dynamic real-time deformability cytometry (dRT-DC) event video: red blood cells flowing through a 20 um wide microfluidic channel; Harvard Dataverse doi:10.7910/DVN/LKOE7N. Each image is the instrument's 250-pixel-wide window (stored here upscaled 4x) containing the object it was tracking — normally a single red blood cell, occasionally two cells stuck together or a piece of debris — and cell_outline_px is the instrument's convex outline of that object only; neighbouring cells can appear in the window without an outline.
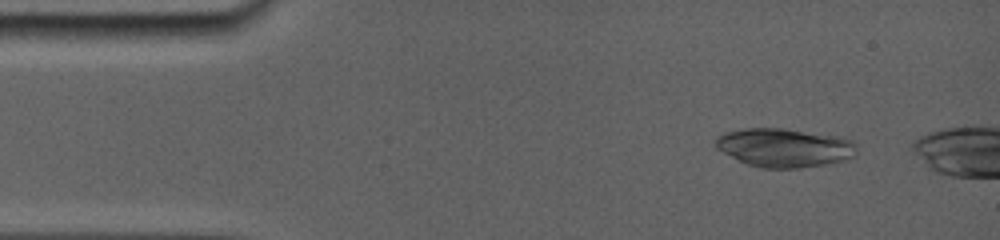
{"species": "common noctule bat (a hibernating species)", "species_latin": "Nyctalus noctula", "temperature_condition": "room temperature", "stored_images_in_passage": 10, "camera_frame_rate_fps": 5000, "um_per_image_px": 0.085, "animal": {"sex": "female", "body_mass_g": 19.0, "forearm_length_mm": 56.7}, "frame": {"image": 1, "passage_image": 3, "time_ms": 0.8, "image_size_px": [1000, 240], "cell_outline_px": [[844, 144], [836, 160], [816, 164], [792, 168], [764, 168], [748, 164], [740, 160], [720, 148], [720, 136], [728, 132], [748, 128], [780, 128], [800, 132], [836, 140]], "centroid_in_image_um": [66.25, 12.56], "position_along_channel_um": 18.8, "area_um2": 27.28}}
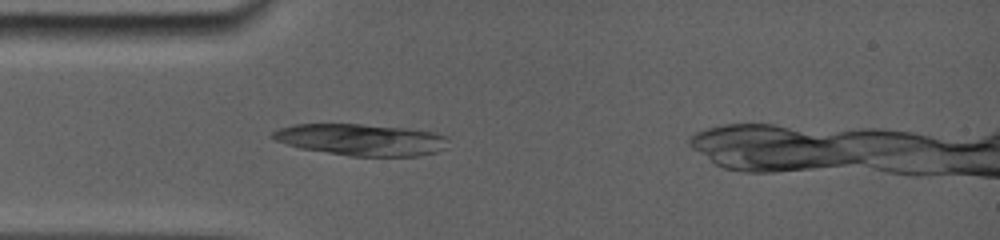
{"frame": {"image": 2, "passage_image": 10, "time_ms": 3.6, "image_size_px": [1000, 240], "cell_outline_px": [[440, 136], [436, 152], [416, 156], [352, 156], [304, 148], [288, 144], [276, 140], [272, 136], [272, 132], [280, 128], [296, 124], [360, 124], [396, 128], [428, 132]], "centroid_in_image_um": [30.5, 11.87], "position_along_channel_um": 54.5, "area_um2": 30.58}}